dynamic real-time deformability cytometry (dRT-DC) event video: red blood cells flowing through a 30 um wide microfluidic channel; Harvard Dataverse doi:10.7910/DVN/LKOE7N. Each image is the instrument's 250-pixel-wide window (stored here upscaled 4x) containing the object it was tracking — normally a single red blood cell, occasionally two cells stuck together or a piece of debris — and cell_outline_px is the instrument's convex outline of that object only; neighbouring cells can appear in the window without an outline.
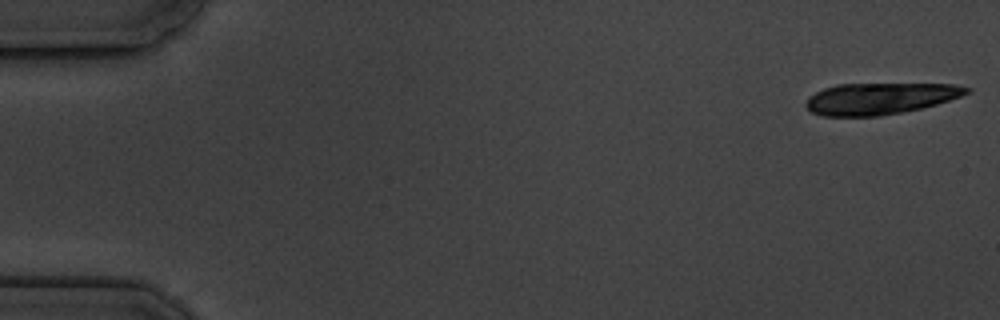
{"species": "common noctule bat (a hibernating species)", "species_latin": "Nyctalus noctula", "temperature_condition": "cold", "stored_images_in_passage": 5, "camera_frame_rate_fps": 3000, "um_per_image_px": 0.085, "animal": {"sex": "male", "body_mass_g": 19.5, "forearm_length_mm": 54.6}, "frame": {"image": 1, "passage_image": 1, "time_ms": 0.0, "image_size_px": [1000, 320], "cell_outline_px": [[972, 92], [936, 104], [920, 108], [880, 116], [824, 116], [812, 112], [804, 104], [808, 96], [824, 88], [836, 84], [956, 84], [972, 88]], "centroid_in_image_um": [74.79, 8.36], "position_along_channel_um": 10.2, "area_um2": 29.42}}